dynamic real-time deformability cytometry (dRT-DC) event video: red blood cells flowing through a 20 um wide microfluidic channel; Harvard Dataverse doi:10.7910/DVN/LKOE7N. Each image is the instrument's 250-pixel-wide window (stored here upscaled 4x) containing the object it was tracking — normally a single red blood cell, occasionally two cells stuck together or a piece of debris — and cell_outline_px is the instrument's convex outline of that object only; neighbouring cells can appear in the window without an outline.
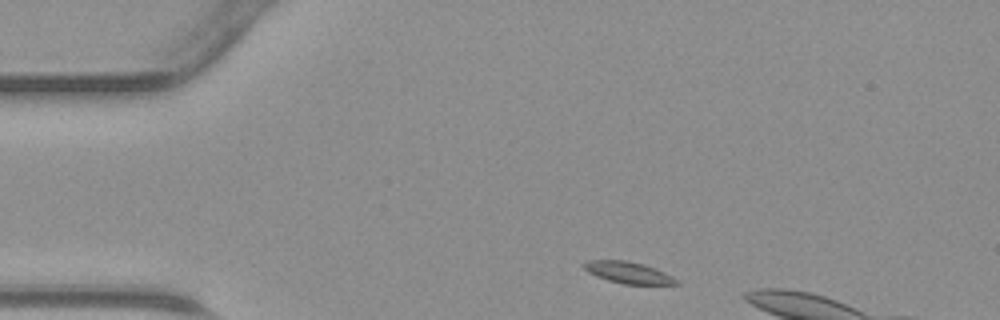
{"species": "common noctule bat (a hibernating species)", "species_latin": "Nyctalus noctula", "temperature_condition": "warm", "stored_images_in_passage": 5, "camera_frame_rate_fps": 3000, "um_per_image_px": 0.085, "animal": {"sex": "male", "body_mass_g": 23.1, "forearm_length_mm": 52.7}, "frame": {"image": 1, "passage_image": 1, "time_ms": 0.0, "image_size_px": [1000, 320], "cell_outline_px": [[680, 284], [624, 284], [608, 280], [596, 276], [588, 272], [580, 264], [588, 260], [628, 260], [644, 264], [656, 268], [672, 276]], "centroid_in_image_um": [53.36, 23.15], "position_along_channel_um": 31.6, "area_um2": 11.68}}